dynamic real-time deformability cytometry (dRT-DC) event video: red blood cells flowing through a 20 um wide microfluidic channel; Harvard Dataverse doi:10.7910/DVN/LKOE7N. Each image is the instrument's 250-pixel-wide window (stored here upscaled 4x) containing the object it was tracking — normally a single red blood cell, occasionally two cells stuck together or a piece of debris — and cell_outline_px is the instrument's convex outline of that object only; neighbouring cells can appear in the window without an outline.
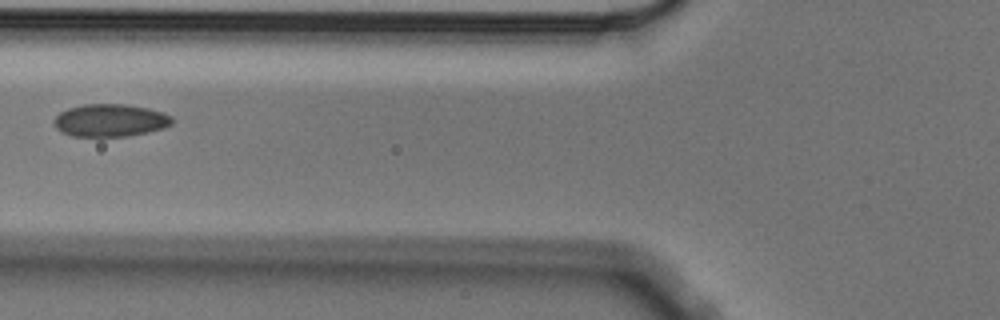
{"species": "Egyptian fruit bat (a non-hibernating species)", "species_latin": "Rousettus aegyptiacus", "temperature_condition": "cold", "stored_images_in_passage": 9, "camera_frame_rate_fps": 3000, "um_per_image_px": 0.085, "animal": {"sex": "male"}, "frame": {"image": 1, "passage_image": 6, "time_ms": 1.667, "image_size_px": [1000, 320], "cell_outline_px": [[172, 124], [164, 128], [148, 132], [128, 136], [72, 136], [60, 132], [56, 128], [56, 116], [60, 112], [68, 108], [84, 104], [128, 104], [148, 108], [172, 116]], "centroid_in_image_um": [9.38, 10.23], "position_along_channel_um": 116.4, "area_um2": 22.37}}
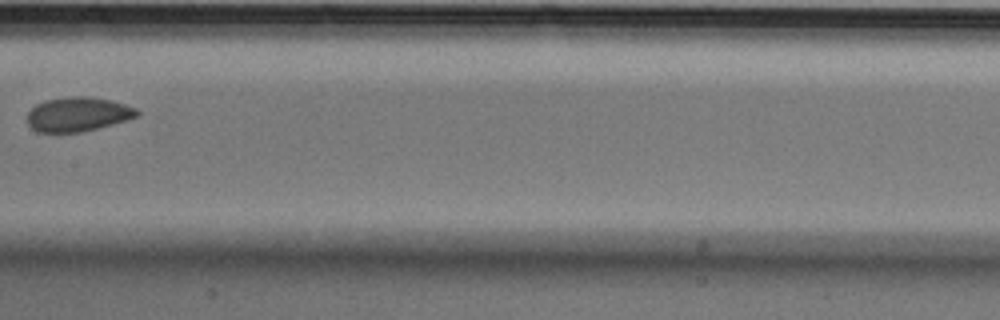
{"frame": {"image": 2, "passage_image": 8, "time_ms": 2.333, "image_size_px": [1000, 320], "cell_outline_px": [[140, 112], [136, 116], [112, 124], [80, 132], [36, 132], [28, 124], [28, 112], [36, 104], [44, 100], [72, 96], [92, 96], [124, 104], [136, 108]], "centroid_in_image_um": [6.58, 9.7], "position_along_channel_um": 200.8, "area_um2": 21.73}}
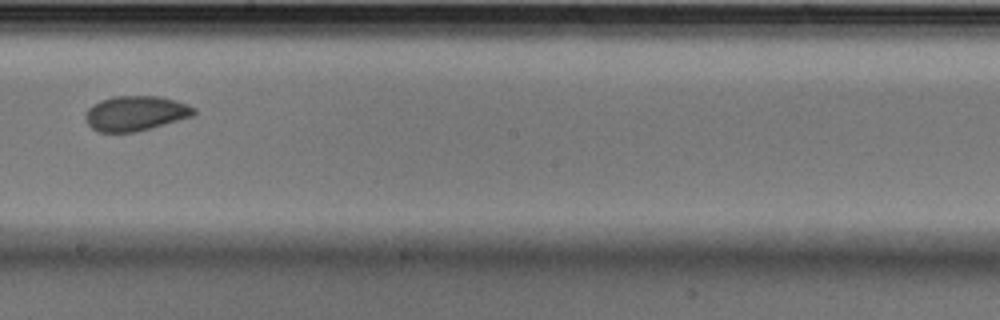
{"frame": {"image": 3, "passage_image": 9, "time_ms": 2.667, "image_size_px": [1000, 320], "cell_outline_px": [[196, 112], [192, 116], [152, 128], [136, 132], [100, 132], [92, 128], [88, 124], [84, 116], [88, 108], [92, 104], [100, 100], [112, 96], [160, 96], [176, 100], [188, 104], [196, 108]], "centroid_in_image_um": [11.52, 9.62], "position_along_channel_um": 236.7, "area_um2": 22.25}}